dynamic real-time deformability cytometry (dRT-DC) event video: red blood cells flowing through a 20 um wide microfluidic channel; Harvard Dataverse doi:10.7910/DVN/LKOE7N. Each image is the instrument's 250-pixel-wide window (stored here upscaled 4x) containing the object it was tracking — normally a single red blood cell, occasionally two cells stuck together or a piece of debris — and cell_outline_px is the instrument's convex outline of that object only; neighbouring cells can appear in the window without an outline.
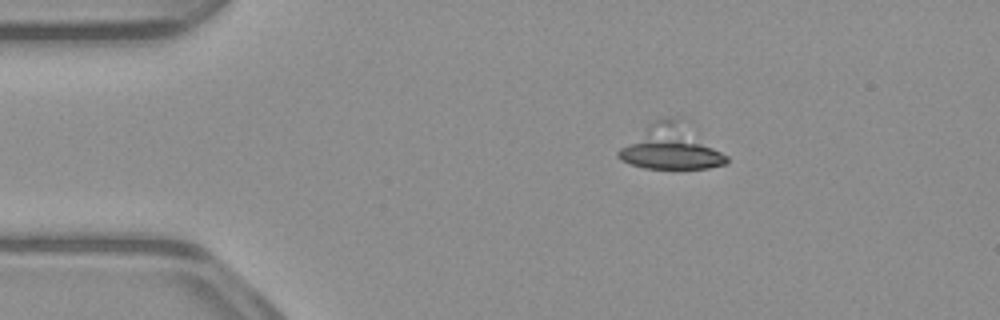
{"species": "common noctule bat (a hibernating species)", "species_latin": "Nyctalus noctula", "temperature_condition": "warm", "stored_images_in_passage": 28, "camera_frame_rate_fps": 3000, "um_per_image_px": 0.085, "animal": {"sex": "male", "body_mass_g": 23.1, "forearm_length_mm": 52.7}, "frame": {"image": 1, "passage_image": 9, "time_ms": 2.667, "image_size_px": [1000, 320], "cell_outline_px": [[728, 164], [708, 168], [644, 168], [628, 164], [620, 160], [616, 156], [616, 152], [620, 148], [656, 120], [668, 116], [676, 116], [728, 156]], "centroid_in_image_um": [57.04, 12.54], "position_along_channel_um": 28.0, "area_um2": 27.57}}
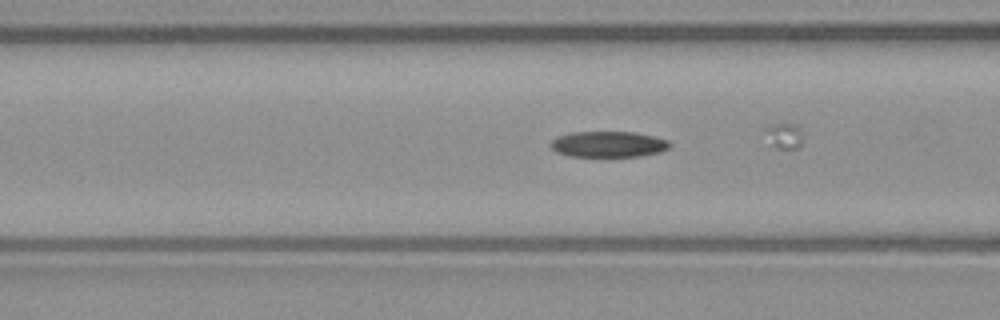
{"frame": {"image": 2, "passage_image": 20, "time_ms": 6.333, "image_size_px": [1000, 320], "cell_outline_px": [[672, 144], [668, 148], [660, 152], [640, 156], [568, 156], [556, 152], [548, 144], [556, 136], [572, 132], [636, 132], [668, 140]], "centroid_in_image_um": [51.68, 12.25], "position_along_channel_um": 114.9, "area_um2": 18.03}}
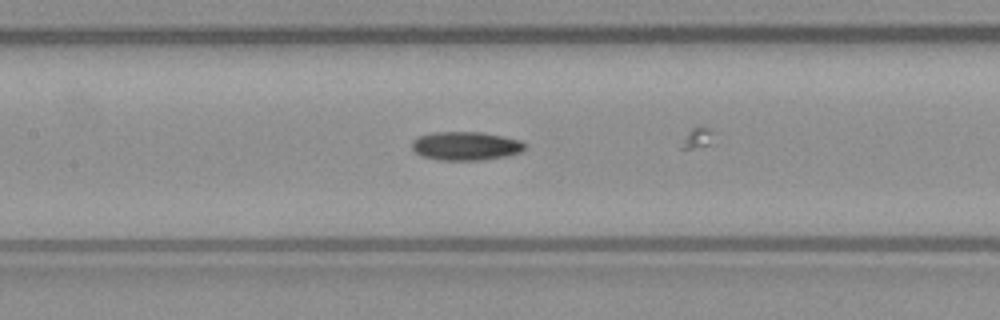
{"frame": {"image": 3, "passage_image": 24, "time_ms": 7.667, "image_size_px": [1000, 320], "cell_outline_px": [[528, 148], [520, 152], [504, 156], [484, 160], [440, 160], [420, 156], [412, 148], [412, 140], [416, 136], [432, 132], [480, 132], [520, 140], [528, 144]], "centroid_in_image_um": [39.57, 12.4], "position_along_channel_um": 167.8, "area_um2": 19.02}}